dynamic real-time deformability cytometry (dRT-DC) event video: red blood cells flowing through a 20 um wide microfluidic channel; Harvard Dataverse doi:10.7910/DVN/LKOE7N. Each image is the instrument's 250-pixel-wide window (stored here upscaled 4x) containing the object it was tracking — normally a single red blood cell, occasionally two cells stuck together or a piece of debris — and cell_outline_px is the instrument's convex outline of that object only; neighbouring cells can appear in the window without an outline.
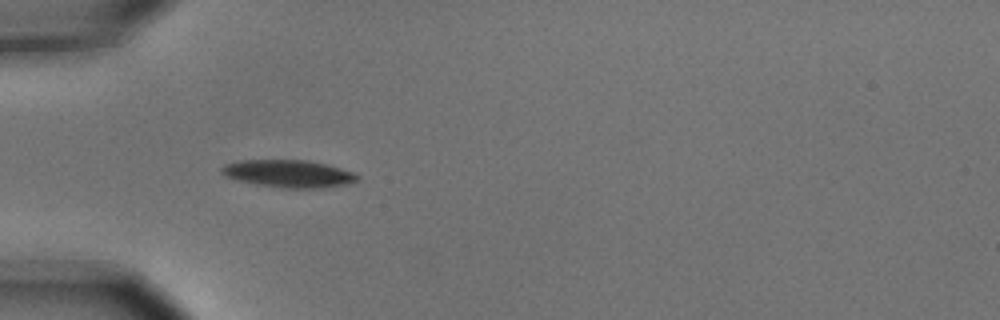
{"species": "common noctule bat (a hibernating species)", "species_latin": "Nyctalus noctula", "temperature_condition": "cold", "stored_images_in_passage": 14, "camera_frame_rate_fps": 3000, "um_per_image_px": 0.085, "animal": {"sex": "male", "body_mass_g": 15.6}, "frame": {"image": 1, "passage_image": 4, "time_ms": 1.0, "image_size_px": [1000, 320], "cell_outline_px": [[360, 180], [348, 184], [324, 188], [284, 188], [256, 184], [236, 180], [224, 176], [220, 172], [220, 168], [224, 164], [240, 160], [308, 160], [356, 172], [360, 176]], "centroid_in_image_um": [24.54, 14.76], "position_along_channel_um": 60.5, "area_um2": 22.02}}
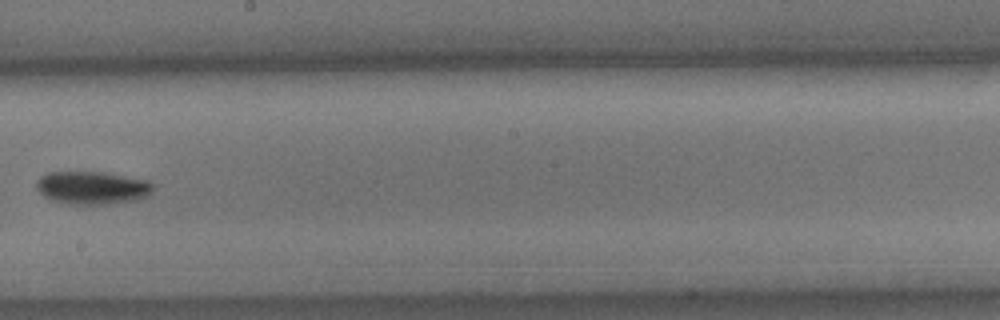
{"frame": {"image": 2, "passage_image": 8, "time_ms": 2.333, "image_size_px": [1000, 320], "cell_outline_px": [[152, 188], [144, 196], [136, 200], [112, 204], [68, 204], [52, 200], [44, 196], [36, 188], [36, 180], [40, 176], [48, 172], [108, 172], [148, 180], [152, 184]], "centroid_in_image_um": [7.8, 15.95], "position_along_channel_um": 240.4, "area_um2": 22.43}}
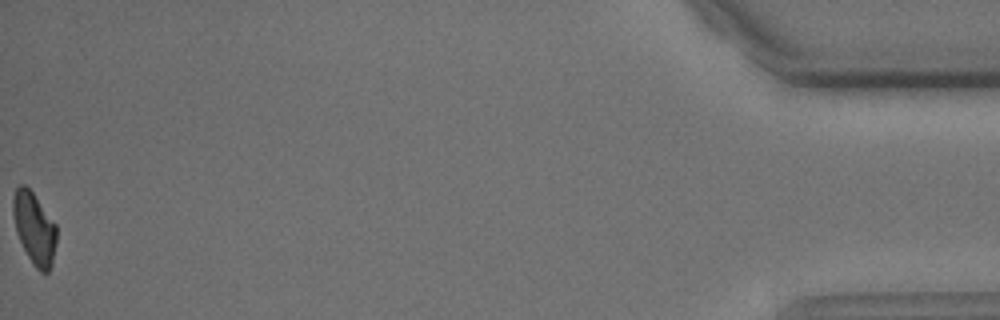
{"frame": {"image": 3, "passage_image": 14, "time_ms": 4.333, "image_size_px": [1000, 320], "cell_outline_px": [[56, 244], [52, 264], [48, 272], [40, 272], [32, 264], [16, 232], [12, 212], [12, 200], [16, 188], [20, 184], [24, 184], [32, 192], [56, 224]], "centroid_in_image_um": [2.91, 19.41], "position_along_channel_um": 432.3, "area_um2": 18.15}}